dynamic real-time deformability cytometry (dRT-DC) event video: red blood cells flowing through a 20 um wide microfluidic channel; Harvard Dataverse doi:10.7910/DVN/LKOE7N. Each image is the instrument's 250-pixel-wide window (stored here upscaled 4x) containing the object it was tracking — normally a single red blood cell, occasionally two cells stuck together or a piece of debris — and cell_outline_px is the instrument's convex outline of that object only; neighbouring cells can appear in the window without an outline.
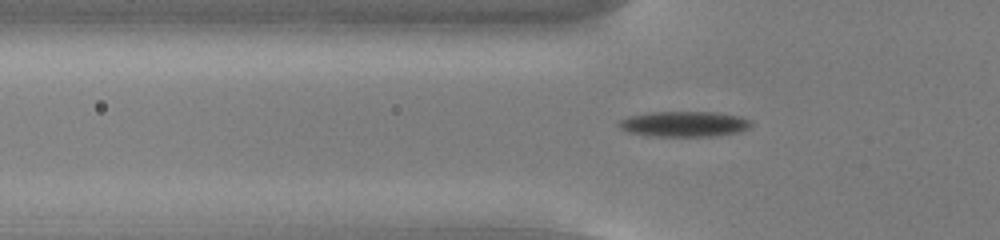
{"species": "common noctule bat (a hibernating species)", "species_latin": "Nyctalus noctula", "temperature_condition": "cold", "stored_images_in_passage": 55, "camera_frame_rate_fps": 3000, "um_per_image_px": 0.085, "animal": {"sex": "male", "body_mass_g": 13.0, "forearm_length_mm": 53.1}, "frame": {"image": 1, "passage_image": 19, "time_ms": 6.0, "image_size_px": [1000, 240], "cell_outline_px": [[752, 124], [748, 128], [740, 132], [716, 136], [648, 136], [628, 132], [620, 128], [616, 124], [620, 120], [628, 116], [648, 112], [716, 112], [740, 116], [752, 120]], "centroid_in_image_um": [58.15, 10.54], "position_along_channel_um": 67.6, "area_um2": 19.88}}
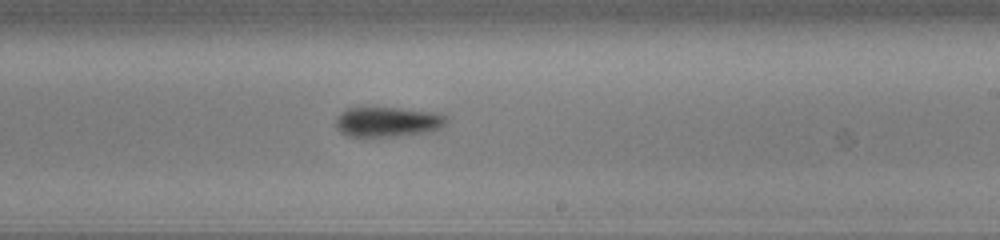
{"frame": {"image": 2, "passage_image": 34, "time_ms": 11.0, "image_size_px": [1000, 240], "cell_outline_px": [[448, 120], [440, 128], [424, 132], [400, 136], [348, 136], [340, 132], [336, 128], [336, 116], [340, 112], [348, 108], [400, 108], [436, 112], [444, 116]], "centroid_in_image_um": [32.91, 10.35], "position_along_channel_um": 256.1, "area_um2": 19.19}}
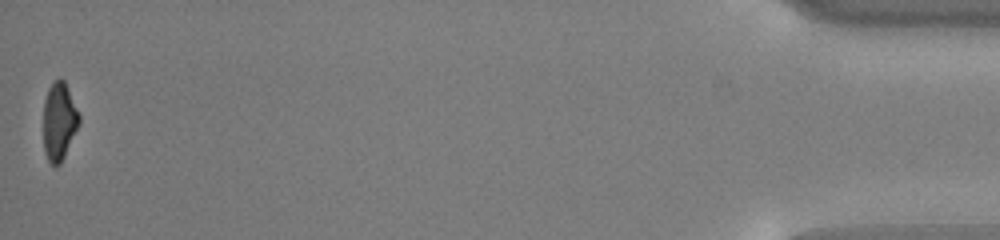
{"frame": {"image": 3, "passage_image": 55, "time_ms": 18.0, "image_size_px": [1000, 240], "cell_outline_px": [[80, 124], [60, 164], [52, 164], [48, 160], [44, 152], [44, 100], [48, 88], [60, 76], [64, 80], [68, 88], [80, 116]], "centroid_in_image_um": [5.03, 10.29], "position_along_channel_um": 430.2, "area_um2": 16.13}, "authors_computed_cell_mechanics": {"area_um2": 18.2648, "velocity_mm_per_s": 3.8009, "shape_relaxation_time_tau1_ms": 1.8595, "shape_relaxation_time_tau2_ms": null, "deformation_change_tau1": 0.1017, "deformation_change_tau2": null}}